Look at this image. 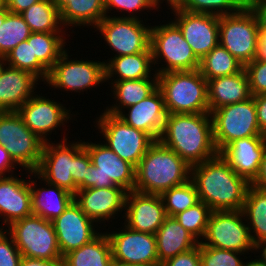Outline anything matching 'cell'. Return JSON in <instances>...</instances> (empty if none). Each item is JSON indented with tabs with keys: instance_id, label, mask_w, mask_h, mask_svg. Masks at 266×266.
<instances>
[{
	"instance_id": "cell-1",
	"label": "cell",
	"mask_w": 266,
	"mask_h": 266,
	"mask_svg": "<svg viewBox=\"0 0 266 266\" xmlns=\"http://www.w3.org/2000/svg\"><path fill=\"white\" fill-rule=\"evenodd\" d=\"M190 180L195 185L199 201L204 202L212 211L242 210L251 185L219 153L191 166Z\"/></svg>"
},
{
	"instance_id": "cell-2",
	"label": "cell",
	"mask_w": 266,
	"mask_h": 266,
	"mask_svg": "<svg viewBox=\"0 0 266 266\" xmlns=\"http://www.w3.org/2000/svg\"><path fill=\"white\" fill-rule=\"evenodd\" d=\"M159 141L190 166L218 154L210 113L167 114Z\"/></svg>"
},
{
	"instance_id": "cell-3",
	"label": "cell",
	"mask_w": 266,
	"mask_h": 266,
	"mask_svg": "<svg viewBox=\"0 0 266 266\" xmlns=\"http://www.w3.org/2000/svg\"><path fill=\"white\" fill-rule=\"evenodd\" d=\"M190 177L191 166L157 140L136 166L134 190L161 195L172 187L188 182Z\"/></svg>"
},
{
	"instance_id": "cell-4",
	"label": "cell",
	"mask_w": 266,
	"mask_h": 266,
	"mask_svg": "<svg viewBox=\"0 0 266 266\" xmlns=\"http://www.w3.org/2000/svg\"><path fill=\"white\" fill-rule=\"evenodd\" d=\"M168 114L209 113L207 80L200 70L158 74Z\"/></svg>"
},
{
	"instance_id": "cell-5",
	"label": "cell",
	"mask_w": 266,
	"mask_h": 266,
	"mask_svg": "<svg viewBox=\"0 0 266 266\" xmlns=\"http://www.w3.org/2000/svg\"><path fill=\"white\" fill-rule=\"evenodd\" d=\"M150 47L157 75L171 71L199 69L200 60L183 37L179 27L170 19L164 24H155L151 27Z\"/></svg>"
},
{
	"instance_id": "cell-6",
	"label": "cell",
	"mask_w": 266,
	"mask_h": 266,
	"mask_svg": "<svg viewBox=\"0 0 266 266\" xmlns=\"http://www.w3.org/2000/svg\"><path fill=\"white\" fill-rule=\"evenodd\" d=\"M91 163L84 177V189L122 187L127 192L134 190L136 167L122 160L116 153L100 142H85Z\"/></svg>"
},
{
	"instance_id": "cell-7",
	"label": "cell",
	"mask_w": 266,
	"mask_h": 266,
	"mask_svg": "<svg viewBox=\"0 0 266 266\" xmlns=\"http://www.w3.org/2000/svg\"><path fill=\"white\" fill-rule=\"evenodd\" d=\"M0 144L22 171L39 167L44 142L24 123L17 111L0 112Z\"/></svg>"
},
{
	"instance_id": "cell-8",
	"label": "cell",
	"mask_w": 266,
	"mask_h": 266,
	"mask_svg": "<svg viewBox=\"0 0 266 266\" xmlns=\"http://www.w3.org/2000/svg\"><path fill=\"white\" fill-rule=\"evenodd\" d=\"M93 125L98 129L102 143L116 153L122 160H125L135 167L145 155L155 140L147 133L135 129L126 124L117 115H112L104 110ZM102 135V136H101Z\"/></svg>"
},
{
	"instance_id": "cell-9",
	"label": "cell",
	"mask_w": 266,
	"mask_h": 266,
	"mask_svg": "<svg viewBox=\"0 0 266 266\" xmlns=\"http://www.w3.org/2000/svg\"><path fill=\"white\" fill-rule=\"evenodd\" d=\"M69 49L65 50L49 71L44 84L52 90L69 91L76 94L94 89L105 83V63L98 60H77L70 58ZM91 88V89H90Z\"/></svg>"
},
{
	"instance_id": "cell-10",
	"label": "cell",
	"mask_w": 266,
	"mask_h": 266,
	"mask_svg": "<svg viewBox=\"0 0 266 266\" xmlns=\"http://www.w3.org/2000/svg\"><path fill=\"white\" fill-rule=\"evenodd\" d=\"M5 230L13 237L22 256L43 260H62L52 221L32 214L13 222Z\"/></svg>"
},
{
	"instance_id": "cell-11",
	"label": "cell",
	"mask_w": 266,
	"mask_h": 266,
	"mask_svg": "<svg viewBox=\"0 0 266 266\" xmlns=\"http://www.w3.org/2000/svg\"><path fill=\"white\" fill-rule=\"evenodd\" d=\"M211 116L213 139L218 153L234 140L265 136L259 129L253 96L248 100L220 107Z\"/></svg>"
},
{
	"instance_id": "cell-12",
	"label": "cell",
	"mask_w": 266,
	"mask_h": 266,
	"mask_svg": "<svg viewBox=\"0 0 266 266\" xmlns=\"http://www.w3.org/2000/svg\"><path fill=\"white\" fill-rule=\"evenodd\" d=\"M260 28L246 5L233 14L219 16V43L243 66L256 58Z\"/></svg>"
},
{
	"instance_id": "cell-13",
	"label": "cell",
	"mask_w": 266,
	"mask_h": 266,
	"mask_svg": "<svg viewBox=\"0 0 266 266\" xmlns=\"http://www.w3.org/2000/svg\"><path fill=\"white\" fill-rule=\"evenodd\" d=\"M135 18L104 17L94 28L115 54L111 57L152 52L151 23ZM146 24V25H145Z\"/></svg>"
},
{
	"instance_id": "cell-14",
	"label": "cell",
	"mask_w": 266,
	"mask_h": 266,
	"mask_svg": "<svg viewBox=\"0 0 266 266\" xmlns=\"http://www.w3.org/2000/svg\"><path fill=\"white\" fill-rule=\"evenodd\" d=\"M200 244L247 255L255 250L242 210L212 211L206 234Z\"/></svg>"
},
{
	"instance_id": "cell-15",
	"label": "cell",
	"mask_w": 266,
	"mask_h": 266,
	"mask_svg": "<svg viewBox=\"0 0 266 266\" xmlns=\"http://www.w3.org/2000/svg\"><path fill=\"white\" fill-rule=\"evenodd\" d=\"M60 142H44L39 167L35 171L49 184L64 188L73 195L78 187L73 181V157L84 147V140L69 142L65 134ZM68 141V142H67Z\"/></svg>"
},
{
	"instance_id": "cell-16",
	"label": "cell",
	"mask_w": 266,
	"mask_h": 266,
	"mask_svg": "<svg viewBox=\"0 0 266 266\" xmlns=\"http://www.w3.org/2000/svg\"><path fill=\"white\" fill-rule=\"evenodd\" d=\"M121 222L120 224L124 226L120 225L121 228H116V231L115 229L110 232L105 231L111 243L114 264L120 266H161L158 261L155 234L132 230L123 221Z\"/></svg>"
},
{
	"instance_id": "cell-17",
	"label": "cell",
	"mask_w": 266,
	"mask_h": 266,
	"mask_svg": "<svg viewBox=\"0 0 266 266\" xmlns=\"http://www.w3.org/2000/svg\"><path fill=\"white\" fill-rule=\"evenodd\" d=\"M38 94L39 92L37 91L17 112L34 134L43 142H50V135L56 133V128L59 130L61 127H66L67 122H71L73 118L74 121L75 115L77 118L79 117L77 115L80 114H76V111L74 114L70 107L67 108L66 104L57 102L54 98L49 99L42 93Z\"/></svg>"
},
{
	"instance_id": "cell-18",
	"label": "cell",
	"mask_w": 266,
	"mask_h": 266,
	"mask_svg": "<svg viewBox=\"0 0 266 266\" xmlns=\"http://www.w3.org/2000/svg\"><path fill=\"white\" fill-rule=\"evenodd\" d=\"M166 6L199 60L219 43V16L181 10L173 3Z\"/></svg>"
},
{
	"instance_id": "cell-19",
	"label": "cell",
	"mask_w": 266,
	"mask_h": 266,
	"mask_svg": "<svg viewBox=\"0 0 266 266\" xmlns=\"http://www.w3.org/2000/svg\"><path fill=\"white\" fill-rule=\"evenodd\" d=\"M126 195L127 191L117 185L109 188L90 187L78 190L74 194V201L91 220L97 225L101 224L99 226L101 229L104 227V230L106 221L112 222L120 214V218H124Z\"/></svg>"
},
{
	"instance_id": "cell-20",
	"label": "cell",
	"mask_w": 266,
	"mask_h": 266,
	"mask_svg": "<svg viewBox=\"0 0 266 266\" xmlns=\"http://www.w3.org/2000/svg\"><path fill=\"white\" fill-rule=\"evenodd\" d=\"M52 223L62 257L90 242L101 231L74 200Z\"/></svg>"
},
{
	"instance_id": "cell-21",
	"label": "cell",
	"mask_w": 266,
	"mask_h": 266,
	"mask_svg": "<svg viewBox=\"0 0 266 266\" xmlns=\"http://www.w3.org/2000/svg\"><path fill=\"white\" fill-rule=\"evenodd\" d=\"M167 217L163 200L158 194L127 192L124 224L130 229L155 234Z\"/></svg>"
},
{
	"instance_id": "cell-22",
	"label": "cell",
	"mask_w": 266,
	"mask_h": 266,
	"mask_svg": "<svg viewBox=\"0 0 266 266\" xmlns=\"http://www.w3.org/2000/svg\"><path fill=\"white\" fill-rule=\"evenodd\" d=\"M0 177V226L6 229L13 222L32 215L29 171ZM26 174V177L21 175ZM20 178H19V177ZM4 225V226H3Z\"/></svg>"
},
{
	"instance_id": "cell-23",
	"label": "cell",
	"mask_w": 266,
	"mask_h": 266,
	"mask_svg": "<svg viewBox=\"0 0 266 266\" xmlns=\"http://www.w3.org/2000/svg\"><path fill=\"white\" fill-rule=\"evenodd\" d=\"M265 150L266 136H255L234 140L219 154L251 184L258 175Z\"/></svg>"
},
{
	"instance_id": "cell-24",
	"label": "cell",
	"mask_w": 266,
	"mask_h": 266,
	"mask_svg": "<svg viewBox=\"0 0 266 266\" xmlns=\"http://www.w3.org/2000/svg\"><path fill=\"white\" fill-rule=\"evenodd\" d=\"M117 116L126 124L159 140L167 117L164 97L159 88L136 105L125 108Z\"/></svg>"
},
{
	"instance_id": "cell-25",
	"label": "cell",
	"mask_w": 266,
	"mask_h": 266,
	"mask_svg": "<svg viewBox=\"0 0 266 266\" xmlns=\"http://www.w3.org/2000/svg\"><path fill=\"white\" fill-rule=\"evenodd\" d=\"M38 82L30 72L5 64L0 73V112L18 111L37 93Z\"/></svg>"
},
{
	"instance_id": "cell-26",
	"label": "cell",
	"mask_w": 266,
	"mask_h": 266,
	"mask_svg": "<svg viewBox=\"0 0 266 266\" xmlns=\"http://www.w3.org/2000/svg\"><path fill=\"white\" fill-rule=\"evenodd\" d=\"M29 178L32 213L34 215L53 221L56 217L60 216L74 200V195L72 193L64 188L49 184L36 172L29 171ZM33 178L39 181L41 180L38 182L41 183V188L40 186L38 188L37 180H33Z\"/></svg>"
},
{
	"instance_id": "cell-27",
	"label": "cell",
	"mask_w": 266,
	"mask_h": 266,
	"mask_svg": "<svg viewBox=\"0 0 266 266\" xmlns=\"http://www.w3.org/2000/svg\"><path fill=\"white\" fill-rule=\"evenodd\" d=\"M209 113L225 105L248 100L252 97L245 69L228 76L207 81Z\"/></svg>"
},
{
	"instance_id": "cell-28",
	"label": "cell",
	"mask_w": 266,
	"mask_h": 266,
	"mask_svg": "<svg viewBox=\"0 0 266 266\" xmlns=\"http://www.w3.org/2000/svg\"><path fill=\"white\" fill-rule=\"evenodd\" d=\"M103 62L105 82L158 78L153 65L152 52L111 57L104 59Z\"/></svg>"
},
{
	"instance_id": "cell-29",
	"label": "cell",
	"mask_w": 266,
	"mask_h": 266,
	"mask_svg": "<svg viewBox=\"0 0 266 266\" xmlns=\"http://www.w3.org/2000/svg\"><path fill=\"white\" fill-rule=\"evenodd\" d=\"M158 261L166 260L199 245V241L190 234L174 217L167 216L155 233Z\"/></svg>"
},
{
	"instance_id": "cell-30",
	"label": "cell",
	"mask_w": 266,
	"mask_h": 266,
	"mask_svg": "<svg viewBox=\"0 0 266 266\" xmlns=\"http://www.w3.org/2000/svg\"><path fill=\"white\" fill-rule=\"evenodd\" d=\"M107 83L111 87L108 90H111L112 94L110 96L114 99V102L104 108V111L112 115H118L125 108L136 105L158 88V78L111 81Z\"/></svg>"
},
{
	"instance_id": "cell-31",
	"label": "cell",
	"mask_w": 266,
	"mask_h": 266,
	"mask_svg": "<svg viewBox=\"0 0 266 266\" xmlns=\"http://www.w3.org/2000/svg\"><path fill=\"white\" fill-rule=\"evenodd\" d=\"M63 266H112L111 243L106 232L62 257Z\"/></svg>"
},
{
	"instance_id": "cell-32",
	"label": "cell",
	"mask_w": 266,
	"mask_h": 266,
	"mask_svg": "<svg viewBox=\"0 0 266 266\" xmlns=\"http://www.w3.org/2000/svg\"><path fill=\"white\" fill-rule=\"evenodd\" d=\"M59 12L61 23L66 30L90 26L93 30L106 17L104 0H69Z\"/></svg>"
},
{
	"instance_id": "cell-33",
	"label": "cell",
	"mask_w": 266,
	"mask_h": 266,
	"mask_svg": "<svg viewBox=\"0 0 266 266\" xmlns=\"http://www.w3.org/2000/svg\"><path fill=\"white\" fill-rule=\"evenodd\" d=\"M242 212L254 245L266 240V190L250 185Z\"/></svg>"
},
{
	"instance_id": "cell-34",
	"label": "cell",
	"mask_w": 266,
	"mask_h": 266,
	"mask_svg": "<svg viewBox=\"0 0 266 266\" xmlns=\"http://www.w3.org/2000/svg\"><path fill=\"white\" fill-rule=\"evenodd\" d=\"M20 15L31 32H67L61 23L60 12L51 0H40Z\"/></svg>"
},
{
	"instance_id": "cell-35",
	"label": "cell",
	"mask_w": 266,
	"mask_h": 266,
	"mask_svg": "<svg viewBox=\"0 0 266 266\" xmlns=\"http://www.w3.org/2000/svg\"><path fill=\"white\" fill-rule=\"evenodd\" d=\"M66 32H32L33 57L49 72L66 50Z\"/></svg>"
},
{
	"instance_id": "cell-36",
	"label": "cell",
	"mask_w": 266,
	"mask_h": 266,
	"mask_svg": "<svg viewBox=\"0 0 266 266\" xmlns=\"http://www.w3.org/2000/svg\"><path fill=\"white\" fill-rule=\"evenodd\" d=\"M243 69L242 63L220 43L200 60L199 66L201 74L207 81L216 77L233 75Z\"/></svg>"
},
{
	"instance_id": "cell-37",
	"label": "cell",
	"mask_w": 266,
	"mask_h": 266,
	"mask_svg": "<svg viewBox=\"0 0 266 266\" xmlns=\"http://www.w3.org/2000/svg\"><path fill=\"white\" fill-rule=\"evenodd\" d=\"M6 64L24 71H28L45 83L49 72L33 57L32 33L27 40L20 42L5 57Z\"/></svg>"
},
{
	"instance_id": "cell-38",
	"label": "cell",
	"mask_w": 266,
	"mask_h": 266,
	"mask_svg": "<svg viewBox=\"0 0 266 266\" xmlns=\"http://www.w3.org/2000/svg\"><path fill=\"white\" fill-rule=\"evenodd\" d=\"M29 25L20 14L8 13L0 24V56L6 55L31 34Z\"/></svg>"
},
{
	"instance_id": "cell-39",
	"label": "cell",
	"mask_w": 266,
	"mask_h": 266,
	"mask_svg": "<svg viewBox=\"0 0 266 266\" xmlns=\"http://www.w3.org/2000/svg\"><path fill=\"white\" fill-rule=\"evenodd\" d=\"M173 4L189 12L223 16L239 12L247 5V0H176Z\"/></svg>"
},
{
	"instance_id": "cell-40",
	"label": "cell",
	"mask_w": 266,
	"mask_h": 266,
	"mask_svg": "<svg viewBox=\"0 0 266 266\" xmlns=\"http://www.w3.org/2000/svg\"><path fill=\"white\" fill-rule=\"evenodd\" d=\"M160 196L163 200L166 215L169 217H173L199 202L197 190L191 180L164 191Z\"/></svg>"
},
{
	"instance_id": "cell-41",
	"label": "cell",
	"mask_w": 266,
	"mask_h": 266,
	"mask_svg": "<svg viewBox=\"0 0 266 266\" xmlns=\"http://www.w3.org/2000/svg\"><path fill=\"white\" fill-rule=\"evenodd\" d=\"M212 210L199 201L193 207L173 216L190 234L201 242L206 234L209 217Z\"/></svg>"
},
{
	"instance_id": "cell-42",
	"label": "cell",
	"mask_w": 266,
	"mask_h": 266,
	"mask_svg": "<svg viewBox=\"0 0 266 266\" xmlns=\"http://www.w3.org/2000/svg\"><path fill=\"white\" fill-rule=\"evenodd\" d=\"M104 4L106 16H111L110 14L116 13L113 14V17L135 18L139 20H143L140 16H143L142 12H145V10L147 11L149 9L147 12L154 9L158 11L162 5L158 0H104ZM115 9L117 12L121 11L119 14H122H117Z\"/></svg>"
},
{
	"instance_id": "cell-43",
	"label": "cell",
	"mask_w": 266,
	"mask_h": 266,
	"mask_svg": "<svg viewBox=\"0 0 266 266\" xmlns=\"http://www.w3.org/2000/svg\"><path fill=\"white\" fill-rule=\"evenodd\" d=\"M242 255L246 254L200 244L201 266H243L245 261Z\"/></svg>"
},
{
	"instance_id": "cell-44",
	"label": "cell",
	"mask_w": 266,
	"mask_h": 266,
	"mask_svg": "<svg viewBox=\"0 0 266 266\" xmlns=\"http://www.w3.org/2000/svg\"><path fill=\"white\" fill-rule=\"evenodd\" d=\"M252 96L266 94V61L254 59L244 66Z\"/></svg>"
},
{
	"instance_id": "cell-45",
	"label": "cell",
	"mask_w": 266,
	"mask_h": 266,
	"mask_svg": "<svg viewBox=\"0 0 266 266\" xmlns=\"http://www.w3.org/2000/svg\"><path fill=\"white\" fill-rule=\"evenodd\" d=\"M22 255L13 237L5 230L0 231V266H19Z\"/></svg>"
},
{
	"instance_id": "cell-46",
	"label": "cell",
	"mask_w": 266,
	"mask_h": 266,
	"mask_svg": "<svg viewBox=\"0 0 266 266\" xmlns=\"http://www.w3.org/2000/svg\"><path fill=\"white\" fill-rule=\"evenodd\" d=\"M90 163L91 158L84 147L73 157V173L71 174L78 190L84 189V177H86Z\"/></svg>"
},
{
	"instance_id": "cell-47",
	"label": "cell",
	"mask_w": 266,
	"mask_h": 266,
	"mask_svg": "<svg viewBox=\"0 0 266 266\" xmlns=\"http://www.w3.org/2000/svg\"><path fill=\"white\" fill-rule=\"evenodd\" d=\"M161 266H201L200 265V243L189 251L180 253L166 260Z\"/></svg>"
},
{
	"instance_id": "cell-48",
	"label": "cell",
	"mask_w": 266,
	"mask_h": 266,
	"mask_svg": "<svg viewBox=\"0 0 266 266\" xmlns=\"http://www.w3.org/2000/svg\"><path fill=\"white\" fill-rule=\"evenodd\" d=\"M247 6L254 13L260 32H266V0H247Z\"/></svg>"
},
{
	"instance_id": "cell-49",
	"label": "cell",
	"mask_w": 266,
	"mask_h": 266,
	"mask_svg": "<svg viewBox=\"0 0 266 266\" xmlns=\"http://www.w3.org/2000/svg\"><path fill=\"white\" fill-rule=\"evenodd\" d=\"M16 168L18 169L19 167H17V165L11 159L5 147L0 144V177L14 175V169L17 172Z\"/></svg>"
},
{
	"instance_id": "cell-50",
	"label": "cell",
	"mask_w": 266,
	"mask_h": 266,
	"mask_svg": "<svg viewBox=\"0 0 266 266\" xmlns=\"http://www.w3.org/2000/svg\"><path fill=\"white\" fill-rule=\"evenodd\" d=\"M254 101L257 112V120L262 135L266 136V94L255 95Z\"/></svg>"
},
{
	"instance_id": "cell-51",
	"label": "cell",
	"mask_w": 266,
	"mask_h": 266,
	"mask_svg": "<svg viewBox=\"0 0 266 266\" xmlns=\"http://www.w3.org/2000/svg\"><path fill=\"white\" fill-rule=\"evenodd\" d=\"M40 0H5L6 8L10 13L20 14L31 5L38 3Z\"/></svg>"
},
{
	"instance_id": "cell-52",
	"label": "cell",
	"mask_w": 266,
	"mask_h": 266,
	"mask_svg": "<svg viewBox=\"0 0 266 266\" xmlns=\"http://www.w3.org/2000/svg\"><path fill=\"white\" fill-rule=\"evenodd\" d=\"M19 266H63L62 260H43L22 256Z\"/></svg>"
},
{
	"instance_id": "cell-53",
	"label": "cell",
	"mask_w": 266,
	"mask_h": 266,
	"mask_svg": "<svg viewBox=\"0 0 266 266\" xmlns=\"http://www.w3.org/2000/svg\"><path fill=\"white\" fill-rule=\"evenodd\" d=\"M252 186L266 190V150L263 155L258 175L251 183Z\"/></svg>"
},
{
	"instance_id": "cell-54",
	"label": "cell",
	"mask_w": 266,
	"mask_h": 266,
	"mask_svg": "<svg viewBox=\"0 0 266 266\" xmlns=\"http://www.w3.org/2000/svg\"><path fill=\"white\" fill-rule=\"evenodd\" d=\"M256 59L266 61V32H260Z\"/></svg>"
},
{
	"instance_id": "cell-55",
	"label": "cell",
	"mask_w": 266,
	"mask_h": 266,
	"mask_svg": "<svg viewBox=\"0 0 266 266\" xmlns=\"http://www.w3.org/2000/svg\"><path fill=\"white\" fill-rule=\"evenodd\" d=\"M254 253L255 255L259 253L257 257L266 264V240L255 245Z\"/></svg>"
},
{
	"instance_id": "cell-56",
	"label": "cell",
	"mask_w": 266,
	"mask_h": 266,
	"mask_svg": "<svg viewBox=\"0 0 266 266\" xmlns=\"http://www.w3.org/2000/svg\"><path fill=\"white\" fill-rule=\"evenodd\" d=\"M256 259L247 260L243 266H266V264L261 261L257 256L254 255Z\"/></svg>"
},
{
	"instance_id": "cell-57",
	"label": "cell",
	"mask_w": 266,
	"mask_h": 266,
	"mask_svg": "<svg viewBox=\"0 0 266 266\" xmlns=\"http://www.w3.org/2000/svg\"><path fill=\"white\" fill-rule=\"evenodd\" d=\"M51 1L58 8L59 11L69 2V0H51Z\"/></svg>"
},
{
	"instance_id": "cell-58",
	"label": "cell",
	"mask_w": 266,
	"mask_h": 266,
	"mask_svg": "<svg viewBox=\"0 0 266 266\" xmlns=\"http://www.w3.org/2000/svg\"><path fill=\"white\" fill-rule=\"evenodd\" d=\"M9 13L6 7H0V24H3L6 15Z\"/></svg>"
},
{
	"instance_id": "cell-59",
	"label": "cell",
	"mask_w": 266,
	"mask_h": 266,
	"mask_svg": "<svg viewBox=\"0 0 266 266\" xmlns=\"http://www.w3.org/2000/svg\"><path fill=\"white\" fill-rule=\"evenodd\" d=\"M5 64H6L5 57L0 56V73H1L2 69L4 68Z\"/></svg>"
},
{
	"instance_id": "cell-60",
	"label": "cell",
	"mask_w": 266,
	"mask_h": 266,
	"mask_svg": "<svg viewBox=\"0 0 266 266\" xmlns=\"http://www.w3.org/2000/svg\"><path fill=\"white\" fill-rule=\"evenodd\" d=\"M161 4L166 3L165 5H169L174 3L176 0H158ZM165 1V2H164Z\"/></svg>"
},
{
	"instance_id": "cell-61",
	"label": "cell",
	"mask_w": 266,
	"mask_h": 266,
	"mask_svg": "<svg viewBox=\"0 0 266 266\" xmlns=\"http://www.w3.org/2000/svg\"><path fill=\"white\" fill-rule=\"evenodd\" d=\"M0 7H6L5 0H0Z\"/></svg>"
}]
</instances>
